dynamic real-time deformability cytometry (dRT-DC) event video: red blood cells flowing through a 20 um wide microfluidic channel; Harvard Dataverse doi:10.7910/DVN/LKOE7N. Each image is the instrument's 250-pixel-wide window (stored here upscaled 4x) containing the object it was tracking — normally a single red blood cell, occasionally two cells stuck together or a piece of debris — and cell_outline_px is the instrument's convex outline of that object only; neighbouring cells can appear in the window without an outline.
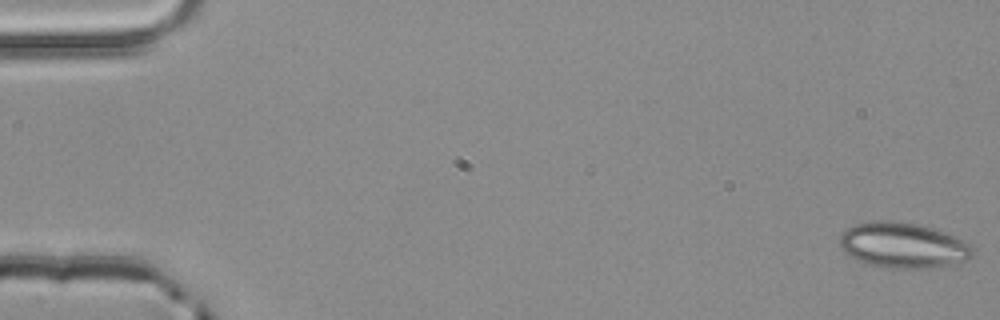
{"species": "common noctule bat (a hibernating species)", "species_latin": "Nyctalus noctula", "temperature_condition": "room temperature", "stored_images_in_passage": 4, "camera_frame_rate_fps": 3000, "um_per_image_px": 0.085, "animal": {"sex": "male", "body_mass_g": 20.4}, "frame": {"image": 1, "passage_image": 1, "time_ms": 0.0, "image_size_px": [1000, 320], "cell_outline_px": [[976, 252], [968, 260], [936, 268], [884, 268], [868, 264], [856, 260], [844, 252], [840, 248], [840, 236], [848, 228], [856, 224], [876, 220], [892, 220], [916, 224], [932, 228], [956, 236], [972, 244]], "centroid_in_image_um": [76.8, 20.86], "position_along_channel_um": 8.2, "area_um2": 35.66}}